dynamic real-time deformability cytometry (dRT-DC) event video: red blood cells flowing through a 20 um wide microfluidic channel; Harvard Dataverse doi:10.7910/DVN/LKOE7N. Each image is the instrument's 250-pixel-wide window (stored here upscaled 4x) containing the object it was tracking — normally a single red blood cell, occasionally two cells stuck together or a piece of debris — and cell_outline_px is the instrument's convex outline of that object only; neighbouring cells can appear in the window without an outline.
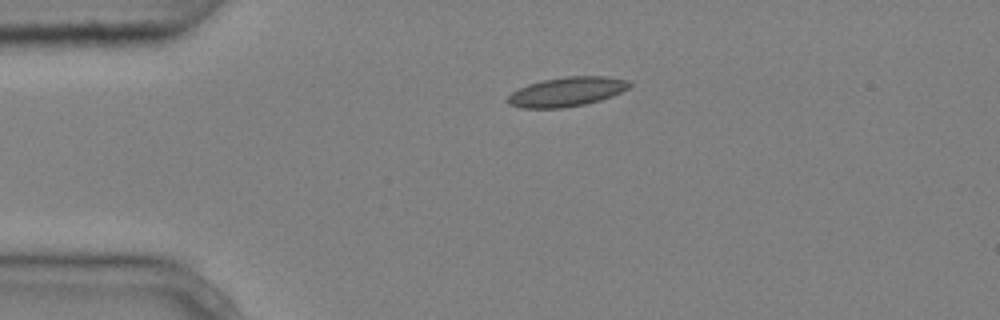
{"species": "common noctule bat (a hibernating species)", "species_latin": "Nyctalus noctula", "temperature_condition": "cold", "stored_images_in_passage": 2, "camera_frame_rate_fps": 3000, "um_per_image_px": 0.085, "animal": {"sex": "male", "body_mass_g": 20.4}, "frame": {"image": 1, "passage_image": 1, "time_ms": 0.0, "image_size_px": [1000, 320], "cell_outline_px": [[632, 84], [628, 88], [612, 96], [600, 100], [584, 104], [564, 108], [520, 108], [508, 104], [504, 100], [512, 92], [528, 84], [544, 80], [568, 76], [608, 76], [628, 80]], "centroid_in_image_um": [48.16, 7.8], "position_along_channel_um": 36.8, "area_um2": 20.87}}